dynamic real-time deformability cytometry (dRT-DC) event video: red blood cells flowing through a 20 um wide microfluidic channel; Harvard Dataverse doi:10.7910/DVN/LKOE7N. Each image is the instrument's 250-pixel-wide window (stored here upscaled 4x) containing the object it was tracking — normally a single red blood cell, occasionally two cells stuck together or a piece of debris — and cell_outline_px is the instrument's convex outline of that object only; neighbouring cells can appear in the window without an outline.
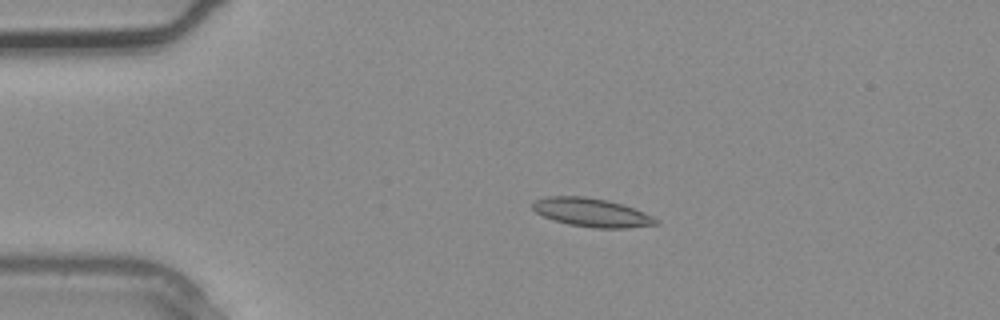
{"species": "common noctule bat (a hibernating species)", "species_latin": "Nyctalus noctula", "temperature_condition": "warm", "stored_images_in_passage": 3, "camera_frame_rate_fps": 3000, "um_per_image_px": 0.085, "animal": {"sex": "male", "body_mass_g": 20.4}, "frame": {"image": 1, "passage_image": 2, "time_ms": 0.333, "image_size_px": [1000, 320], "cell_outline_px": [[660, 220], [656, 224], [628, 228], [596, 228], [568, 224], [544, 216], [536, 212], [532, 208], [532, 204], [536, 200], [544, 196], [584, 196], [608, 200], [644, 212]], "centroid_in_image_um": [50.28, 18.06], "position_along_channel_um": 34.7, "area_um2": 20.35}}